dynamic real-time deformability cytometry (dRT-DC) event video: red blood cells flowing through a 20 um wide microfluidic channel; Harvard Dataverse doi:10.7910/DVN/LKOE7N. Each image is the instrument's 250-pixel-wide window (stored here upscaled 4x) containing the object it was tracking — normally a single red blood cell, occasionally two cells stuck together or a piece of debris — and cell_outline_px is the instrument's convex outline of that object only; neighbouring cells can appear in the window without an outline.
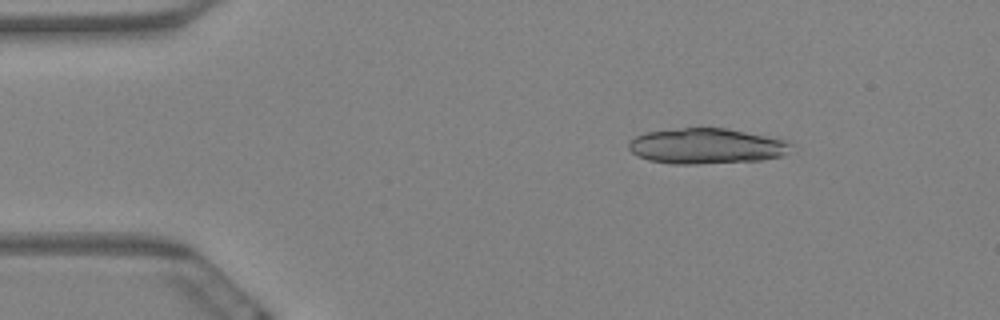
{"species": "Egyptian fruit bat (a non-hibernating species)", "species_latin": "Rousettus aegyptiacus", "temperature_condition": "warm", "stored_images_in_passage": 4, "camera_frame_rate_fps": 3000, "um_per_image_px": 0.085, "animal": {"sex": "female"}, "frame": {"image": 1, "passage_image": 2, "time_ms": 0.333, "image_size_px": [1000, 320], "cell_outline_px": [[792, 148], [784, 156], [764, 160], [700, 164], [672, 164], [648, 160], [636, 156], [628, 148], [628, 144], [636, 136], [644, 132], [684, 128], [728, 128], [788, 140], [792, 144]], "centroid_in_image_um": [60.08, 12.42], "position_along_channel_um": 24.9, "area_um2": 33.99}}